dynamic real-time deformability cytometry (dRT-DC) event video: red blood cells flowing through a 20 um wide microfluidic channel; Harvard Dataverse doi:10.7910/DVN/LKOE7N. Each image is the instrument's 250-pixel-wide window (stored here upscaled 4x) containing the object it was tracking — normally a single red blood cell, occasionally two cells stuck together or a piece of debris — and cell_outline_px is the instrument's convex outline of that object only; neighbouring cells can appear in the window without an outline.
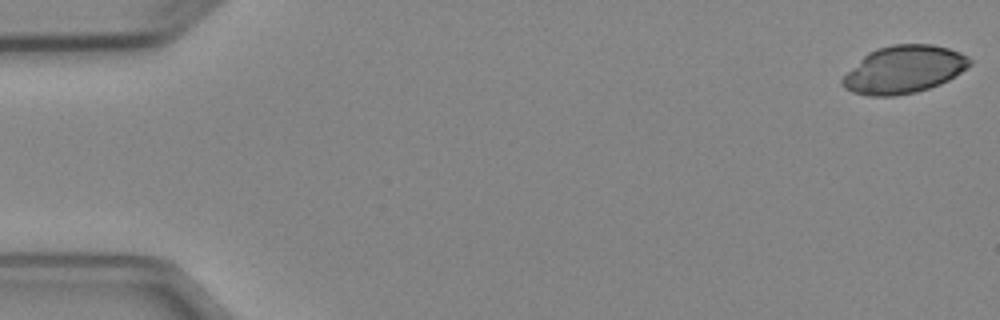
{"species": "Egyptian fruit bat (a non-hibernating species)", "species_latin": "Rousettus aegyptiacus", "temperature_condition": "cold", "stored_images_in_passage": 5, "camera_frame_rate_fps": 3000, "um_per_image_px": 0.085, "animal": {"sex": "female"}, "frame": {"image": 1, "passage_image": 1, "time_ms": 0.0, "image_size_px": [1000, 320], "cell_outline_px": [[972, 64], [948, 80], [940, 84], [916, 92], [892, 96], [868, 96], [852, 92], [844, 88], [840, 84], [840, 80], [868, 52], [876, 48], [892, 44], [932, 44], [948, 48], [960, 52], [968, 56], [972, 60]], "centroid_in_image_um": [76.83, 5.9], "position_along_channel_um": 8.2, "area_um2": 35.26}}